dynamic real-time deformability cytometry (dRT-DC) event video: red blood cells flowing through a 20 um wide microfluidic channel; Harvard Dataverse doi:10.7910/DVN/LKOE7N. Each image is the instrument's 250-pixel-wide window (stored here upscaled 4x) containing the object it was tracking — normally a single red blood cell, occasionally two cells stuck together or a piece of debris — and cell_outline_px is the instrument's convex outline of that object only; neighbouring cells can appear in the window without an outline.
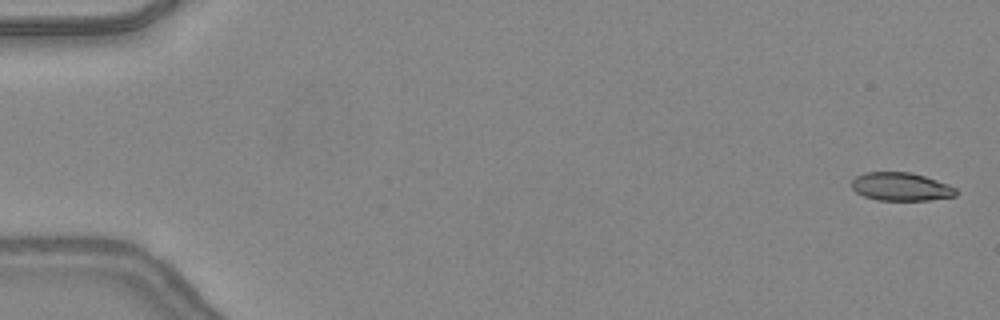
{"species": "common noctule bat (a hibernating species)", "species_latin": "Nyctalus noctula", "temperature_condition": "warm", "stored_images_in_passage": 7, "camera_frame_rate_fps": 3000, "um_per_image_px": 0.085, "animal": {"sex": "female", "body_mass_g": 24.6, "forearm_length_mm": 56.2}, "frame": {"image": 1, "passage_image": 2, "time_ms": 0.333, "image_size_px": [1000, 320], "cell_outline_px": [[956, 196], [928, 200], [876, 200], [864, 196], [856, 192], [852, 188], [852, 180], [856, 176], [864, 172], [912, 172], [948, 184], [956, 188]], "centroid_in_image_um": [76.56, 15.86], "position_along_channel_um": 8.4, "area_um2": 17.17}}